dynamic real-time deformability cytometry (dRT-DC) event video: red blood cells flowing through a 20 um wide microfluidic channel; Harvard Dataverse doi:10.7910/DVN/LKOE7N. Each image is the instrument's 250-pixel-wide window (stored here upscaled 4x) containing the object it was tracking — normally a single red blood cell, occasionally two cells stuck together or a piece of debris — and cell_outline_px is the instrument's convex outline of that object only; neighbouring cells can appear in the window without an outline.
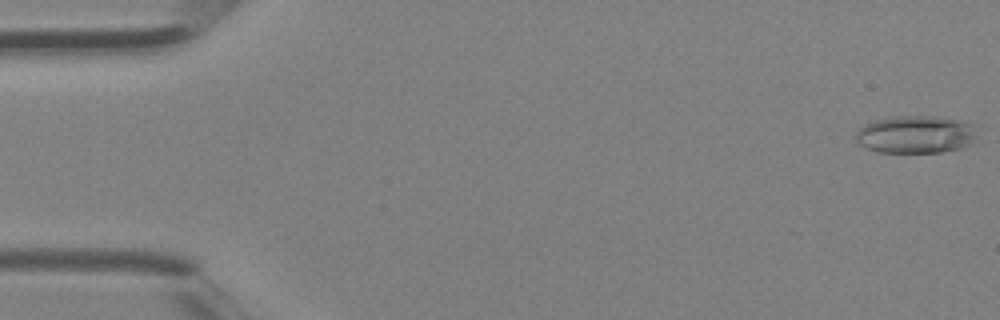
{"species": "Egyptian fruit bat (a non-hibernating species)", "species_latin": "Rousettus aegyptiacus", "temperature_condition": "room temperature", "stored_images_in_passage": 41, "camera_frame_rate_fps": 3000, "um_per_image_px": 0.085, "animal": {"sex": "female"}, "frame": {"image": 1, "passage_image": 1, "time_ms": 0.0, "image_size_px": [1000, 320], "cell_outline_px": [[976, 136], [972, 144], [960, 148], [940, 152], [876, 152], [860, 144], [856, 140], [856, 132], [864, 124], [876, 120], [904, 116], [936, 116], [976, 124]], "centroid_in_image_um": [77.88, 11.43], "position_along_channel_um": 7.1, "area_um2": 26.53}}
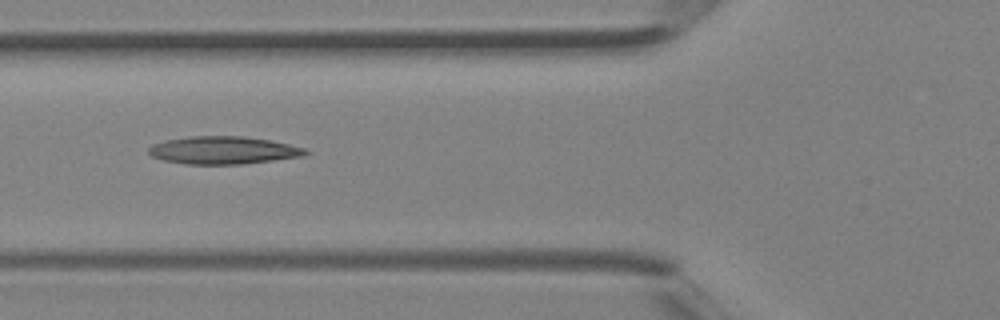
{"frame": {"image": 2, "passage_image": 16, "time_ms": 5.0, "image_size_px": [1000, 320], "cell_outline_px": [[312, 152], [304, 156], [240, 164], [184, 164], [164, 160], [152, 156], [148, 152], [148, 148], [152, 144], [168, 140], [188, 136], [244, 136], [268, 140], [308, 148]], "centroid_in_image_um": [19.01, 12.77], "position_along_channel_um": 106.8, "area_um2": 25.32}}
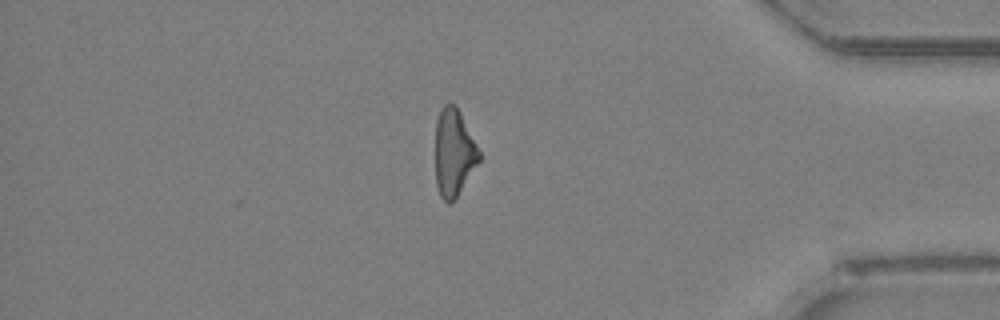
{"frame": {"image": 3, "passage_image": 35, "time_ms": 11.333, "image_size_px": [1000, 320], "cell_outline_px": [[480, 160], [456, 196], [448, 204], [440, 196], [436, 184], [436, 120], [440, 108], [444, 104], [456, 104], [480, 152]], "centroid_in_image_um": [38.56, 12.94], "position_along_channel_um": 396.6, "area_um2": 21.91}}